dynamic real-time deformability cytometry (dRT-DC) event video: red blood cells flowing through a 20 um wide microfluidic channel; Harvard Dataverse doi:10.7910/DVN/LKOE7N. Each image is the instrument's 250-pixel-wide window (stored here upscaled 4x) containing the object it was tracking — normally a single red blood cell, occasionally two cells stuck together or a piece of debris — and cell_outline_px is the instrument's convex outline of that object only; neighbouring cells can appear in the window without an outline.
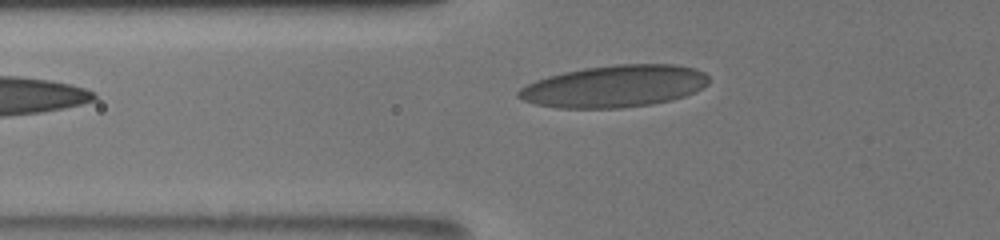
{"species": "human", "species_latin": "Homo sapiens", "temperature_condition": "room temperature", "stored_images_in_passage": 4, "camera_frame_rate_fps": 3000, "um_per_image_px": 0.085, "donor": {"sex": "male"}, "frame": {"image": 1, "passage_image": 4, "time_ms": 1.0, "image_size_px": [1000, 240], "cell_outline_px": [[708, 84], [684, 96], [672, 100], [652, 104], [620, 108], [560, 108], [536, 104], [524, 100], [516, 96], [516, 92], [520, 88], [536, 80], [548, 76], [564, 72], [584, 68], [616, 64], [676, 64], [696, 68], [704, 72], [708, 76]], "centroid_in_image_um": [52.23, 7.33], "position_along_channel_um": 73.6, "area_um2": 46.59}}